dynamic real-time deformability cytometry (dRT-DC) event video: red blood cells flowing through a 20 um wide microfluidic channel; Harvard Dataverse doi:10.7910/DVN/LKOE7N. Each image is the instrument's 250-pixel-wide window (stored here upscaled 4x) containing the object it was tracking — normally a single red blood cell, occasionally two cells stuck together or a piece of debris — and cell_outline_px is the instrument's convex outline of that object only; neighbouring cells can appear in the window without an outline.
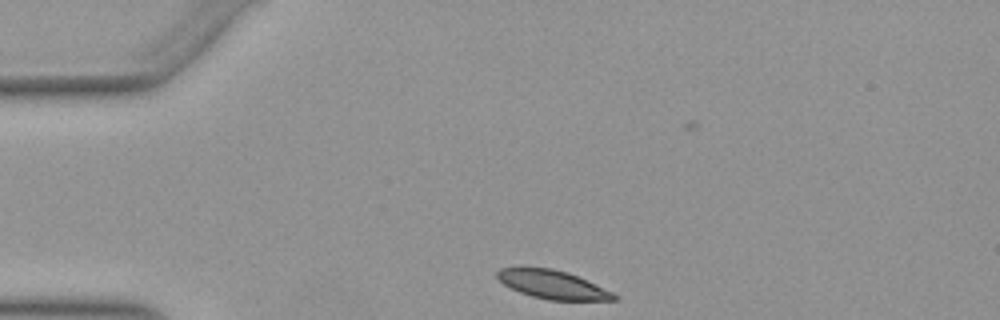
{"species": "Egyptian fruit bat (a non-hibernating species)", "species_latin": "Rousettus aegyptiacus", "temperature_condition": "warm", "stored_images_in_passage": 19, "camera_frame_rate_fps": 3000, "um_per_image_px": 0.085, "animal": {"sex": "female"}, "frame": {"image": 1, "passage_image": 1, "time_ms": 0.0, "image_size_px": [1000, 320], "cell_outline_px": [[616, 300], [548, 300], [532, 296], [520, 292], [504, 284], [496, 276], [496, 272], [500, 268], [520, 264], [524, 264], [552, 268], [568, 272], [612, 292], [616, 296]], "centroid_in_image_um": [46.85, 24.13], "position_along_channel_um": 38.1, "area_um2": 19.77}}
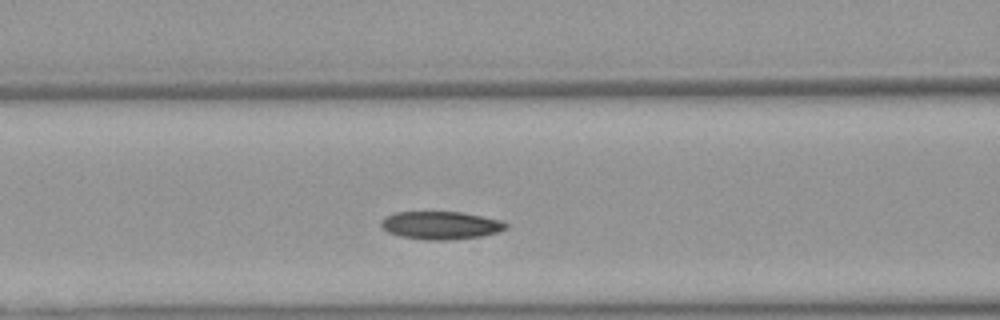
{"frame": {"image": 2, "passage_image": 11, "time_ms": 3.333, "image_size_px": [1000, 320], "cell_outline_px": [[508, 228], [500, 232], [484, 236], [448, 240], [428, 240], [400, 236], [388, 232], [380, 228], [380, 220], [384, 216], [396, 212], [460, 212], [500, 220], [508, 224]], "centroid_in_image_um": [37.44, 19.16], "position_along_channel_um": 129.2, "area_um2": 20.52}}
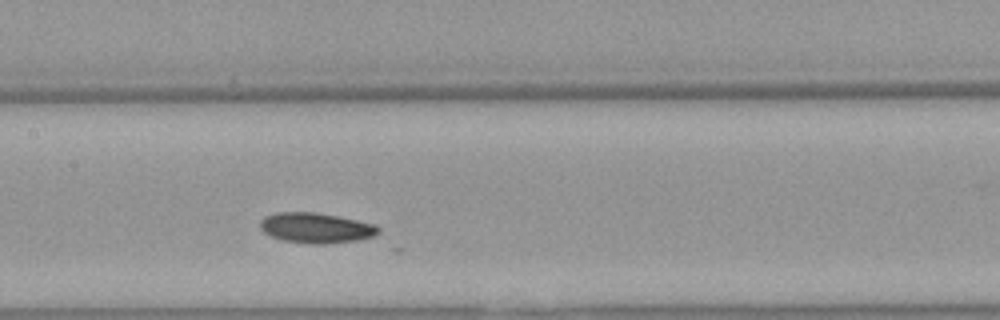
{"frame": {"image": 3, "passage_image": 15, "time_ms": 4.667, "image_size_px": [1000, 320], "cell_outline_px": [[380, 232], [372, 236], [356, 240], [324, 244], [308, 244], [284, 240], [272, 236], [264, 232], [260, 228], [260, 220], [264, 216], [276, 212], [312, 212], [336, 216], [376, 224], [380, 228]], "centroid_in_image_um": [26.84, 19.37], "position_along_channel_um": 180.6, "area_um2": 20.75}}